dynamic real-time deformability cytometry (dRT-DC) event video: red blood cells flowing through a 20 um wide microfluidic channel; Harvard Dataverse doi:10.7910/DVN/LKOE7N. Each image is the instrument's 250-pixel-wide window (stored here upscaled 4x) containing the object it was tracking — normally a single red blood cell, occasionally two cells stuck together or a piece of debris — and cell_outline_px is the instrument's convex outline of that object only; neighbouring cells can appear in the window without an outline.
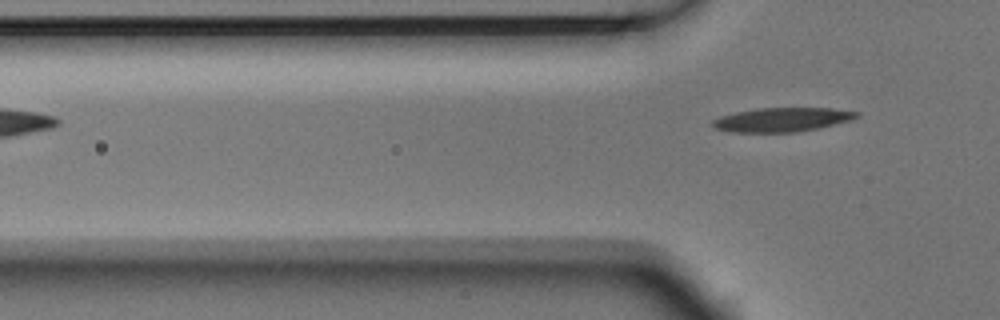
{"species": "Egyptian fruit bat (a non-hibernating species)", "species_latin": "Rousettus aegyptiacus", "temperature_condition": "room temperature", "stored_images_in_passage": 2, "camera_frame_rate_fps": 3000, "um_per_image_px": 0.085, "animal": {"sex": "male"}, "frame": {"image": 1, "passage_image": 2, "time_ms": 0.333, "image_size_px": [1000, 320], "cell_outline_px": [[860, 116], [852, 120], [820, 128], [796, 132], [732, 132], [716, 128], [712, 124], [712, 120], [720, 116], [736, 112], [760, 108], [832, 108], [860, 112]], "centroid_in_image_um": [66.53, 10.17], "position_along_channel_um": 59.3, "area_um2": 20.23}}